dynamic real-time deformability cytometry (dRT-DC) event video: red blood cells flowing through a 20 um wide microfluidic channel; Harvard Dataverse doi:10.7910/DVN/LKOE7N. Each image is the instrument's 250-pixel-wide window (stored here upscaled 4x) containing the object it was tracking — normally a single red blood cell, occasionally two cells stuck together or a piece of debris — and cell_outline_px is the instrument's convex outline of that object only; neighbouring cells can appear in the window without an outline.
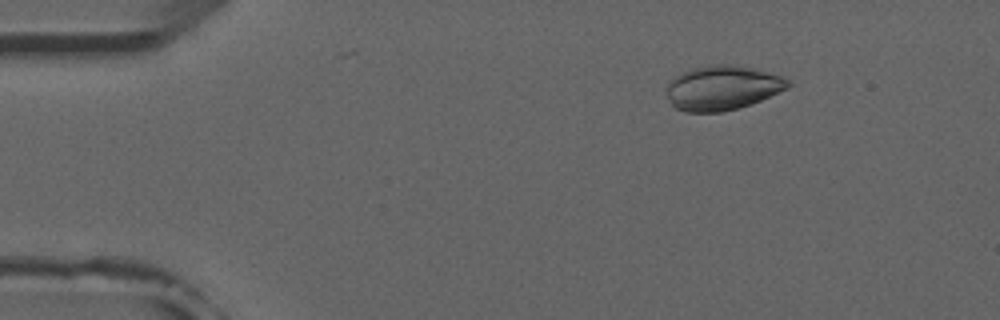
{"species": "common noctule bat (a hibernating species)", "species_latin": "Nyctalus noctula", "temperature_condition": "room temperature", "stored_images_in_passage": 4, "camera_frame_rate_fps": 3000, "um_per_image_px": 0.085, "animal": {"sex": "male", "forearm_length_mm": 52.5}, "frame": {"image": 1, "passage_image": 3, "time_ms": 0.667, "image_size_px": [1000, 320], "cell_outline_px": [[792, 84], [788, 88], [760, 100], [736, 108], [720, 112], [684, 112], [676, 108], [672, 104], [664, 92], [668, 84], [676, 76], [692, 68], [708, 64], [736, 64], [756, 68], [784, 76]], "centroid_in_image_um": [61.41, 7.44], "position_along_channel_um": 23.6, "area_um2": 31.67}}